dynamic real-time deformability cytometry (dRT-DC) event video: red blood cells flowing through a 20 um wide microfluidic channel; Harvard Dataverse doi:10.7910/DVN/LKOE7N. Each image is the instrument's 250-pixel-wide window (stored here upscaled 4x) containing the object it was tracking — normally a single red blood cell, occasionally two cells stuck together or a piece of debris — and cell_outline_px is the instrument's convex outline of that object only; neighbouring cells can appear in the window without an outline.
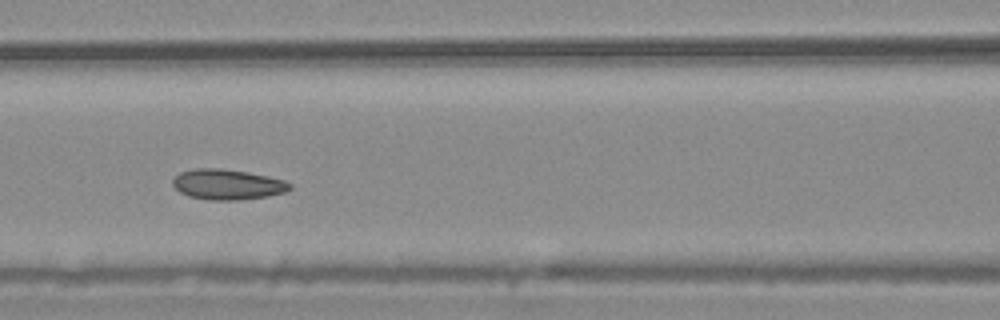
{"species": "common noctule bat (a hibernating species)", "species_latin": "Nyctalus noctula", "temperature_condition": "warm", "stored_images_in_passage": 8, "camera_frame_rate_fps": 3000, "um_per_image_px": 0.085, "animal": {"sex": "male", "body_mass_g": 20.4}, "frame": {"image": 1, "passage_image": 5, "time_ms": 1.333, "image_size_px": [1000, 320], "cell_outline_px": [[292, 188], [284, 192], [268, 196], [240, 200], [208, 200], [188, 196], [180, 192], [172, 184], [172, 180], [180, 172], [196, 168], [220, 168], [248, 172], [268, 176], [284, 180], [292, 184]], "centroid_in_image_um": [19.34, 15.68], "position_along_channel_um": 147.3, "area_um2": 20.81}}
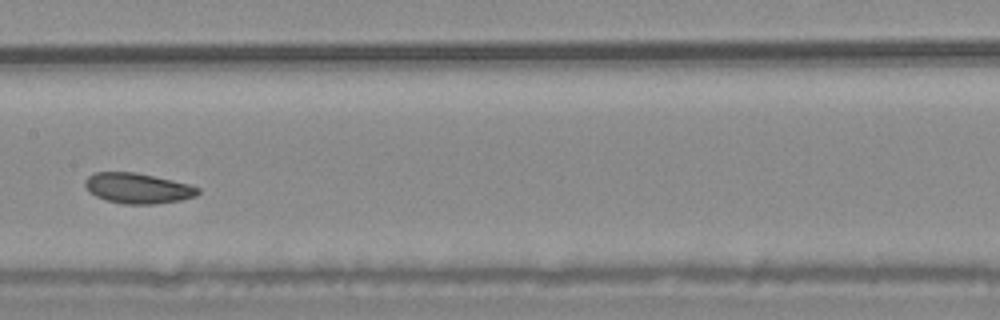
{"frame": {"image": 2, "passage_image": 6, "time_ms": 1.667, "image_size_px": [1000, 320], "cell_outline_px": [[200, 192], [196, 196], [180, 200], [156, 204], [124, 204], [104, 200], [88, 192], [84, 184], [84, 180], [88, 176], [96, 172], [136, 172], [172, 180], [188, 184], [200, 188]], "centroid_in_image_um": [11.68, 16.0], "position_along_channel_um": 195.7, "area_um2": 20.11}}
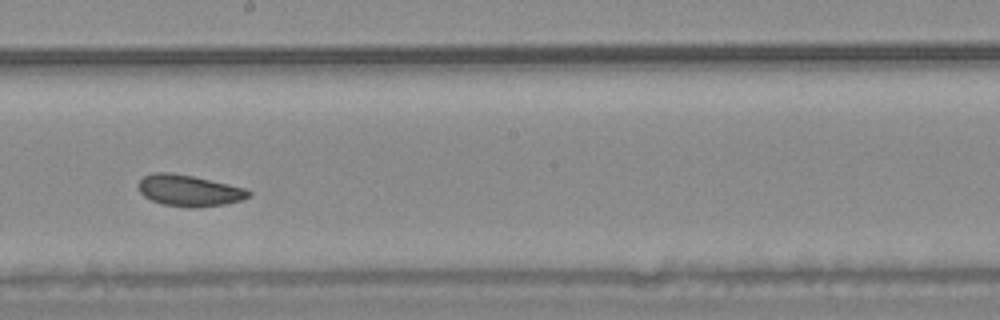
{"frame": {"image": 3, "passage_image": 7, "time_ms": 2.0, "image_size_px": [1000, 320], "cell_outline_px": [[252, 196], [244, 200], [224, 204], [196, 208], [188, 208], [164, 204], [152, 200], [144, 196], [140, 192], [140, 180], [144, 176], [152, 172], [172, 172], [192, 176], [248, 188], [252, 192]], "centroid_in_image_um": [16.14, 16.2], "position_along_channel_um": 232.1, "area_um2": 20.29}}